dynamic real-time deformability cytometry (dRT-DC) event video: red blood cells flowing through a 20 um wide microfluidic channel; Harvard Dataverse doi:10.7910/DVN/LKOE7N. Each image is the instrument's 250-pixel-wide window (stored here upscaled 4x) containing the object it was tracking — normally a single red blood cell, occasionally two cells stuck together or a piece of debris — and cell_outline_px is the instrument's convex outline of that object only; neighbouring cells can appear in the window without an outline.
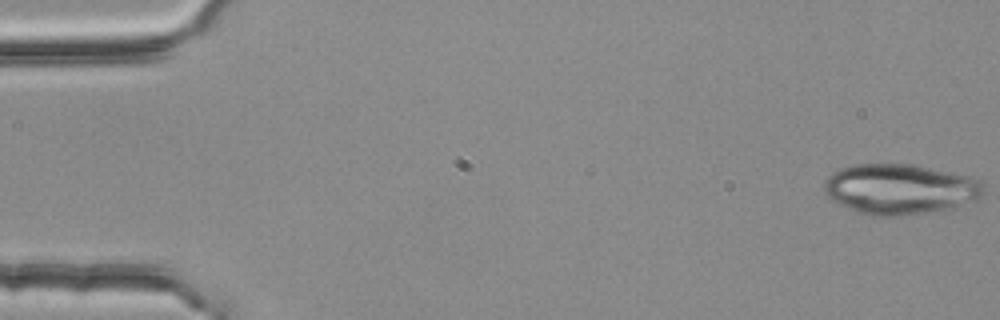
{"species": "common noctule bat (a hibernating species)", "species_latin": "Nyctalus noctula", "temperature_condition": "room temperature", "stored_images_in_passage": 3, "camera_frame_rate_fps": 3000, "um_per_image_px": 0.085, "animal": {"sex": "female", "body_mass_g": 25.1}, "frame": {"image": 1, "passage_image": 1, "time_ms": 0.0, "image_size_px": [1000, 320], "cell_outline_px": [[984, 192], [980, 196], [944, 208], [924, 212], [900, 216], [872, 216], [848, 208], [832, 200], [824, 192], [824, 180], [832, 172], [840, 168], [852, 164], [916, 164], [980, 176], [984, 180]], "centroid_in_image_um": [76.5, 16.02], "position_along_channel_um": 8.5, "area_um2": 46.99}}